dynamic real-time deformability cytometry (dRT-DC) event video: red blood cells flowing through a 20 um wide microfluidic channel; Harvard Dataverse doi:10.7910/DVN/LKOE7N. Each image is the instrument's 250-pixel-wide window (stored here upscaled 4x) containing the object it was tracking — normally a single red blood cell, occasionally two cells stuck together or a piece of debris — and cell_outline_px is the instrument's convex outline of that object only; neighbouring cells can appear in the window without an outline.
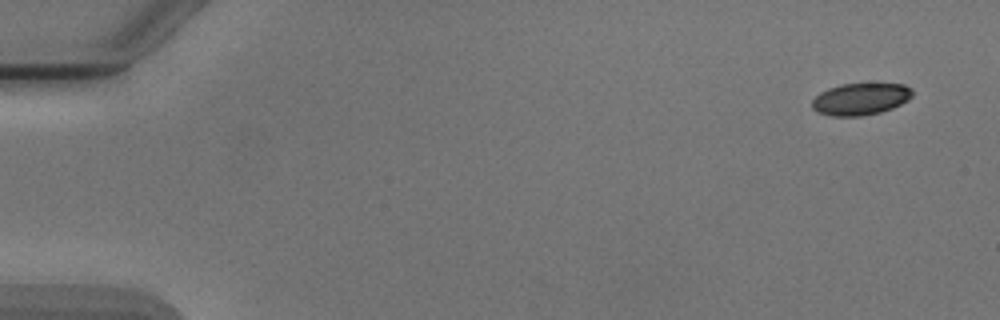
{"species": "Egyptian fruit bat (a non-hibernating species)", "species_latin": "Rousettus aegyptiacus", "temperature_condition": "cold", "stored_images_in_passage": 5, "camera_frame_rate_fps": 3000, "um_per_image_px": 0.085, "animal": {"sex": "male"}, "frame": {"image": 1, "passage_image": 1, "time_ms": 0.0, "image_size_px": [1000, 320], "cell_outline_px": [[912, 96], [908, 100], [892, 108], [880, 112], [860, 116], [832, 116], [816, 112], [812, 108], [812, 100], [820, 92], [828, 88], [844, 84], [904, 84], [912, 88]], "centroid_in_image_um": [73.13, 8.42], "position_along_channel_um": 11.9, "area_um2": 18.61}}
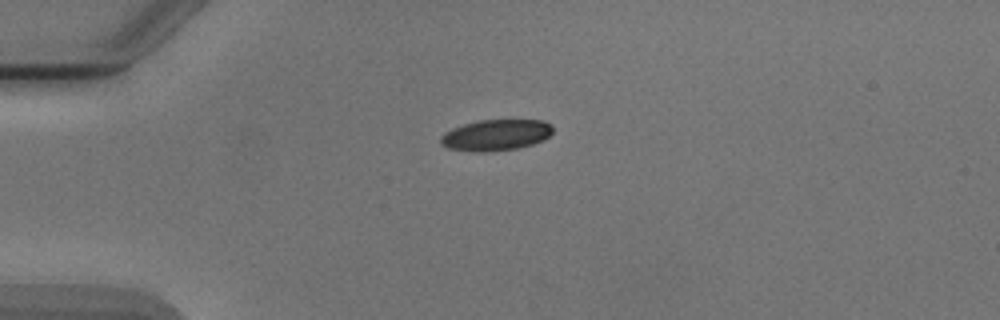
{"frame": {"image": 2, "passage_image": 4, "time_ms": 3.667, "image_size_px": [1000, 320], "cell_outline_px": [[552, 132], [544, 140], [532, 144], [516, 148], [484, 152], [476, 152], [448, 148], [440, 144], [440, 136], [444, 132], [452, 128], [464, 124], [480, 120], [544, 120], [552, 128]], "centroid_in_image_um": [42.11, 11.48], "position_along_channel_um": 42.9, "area_um2": 20.23}}